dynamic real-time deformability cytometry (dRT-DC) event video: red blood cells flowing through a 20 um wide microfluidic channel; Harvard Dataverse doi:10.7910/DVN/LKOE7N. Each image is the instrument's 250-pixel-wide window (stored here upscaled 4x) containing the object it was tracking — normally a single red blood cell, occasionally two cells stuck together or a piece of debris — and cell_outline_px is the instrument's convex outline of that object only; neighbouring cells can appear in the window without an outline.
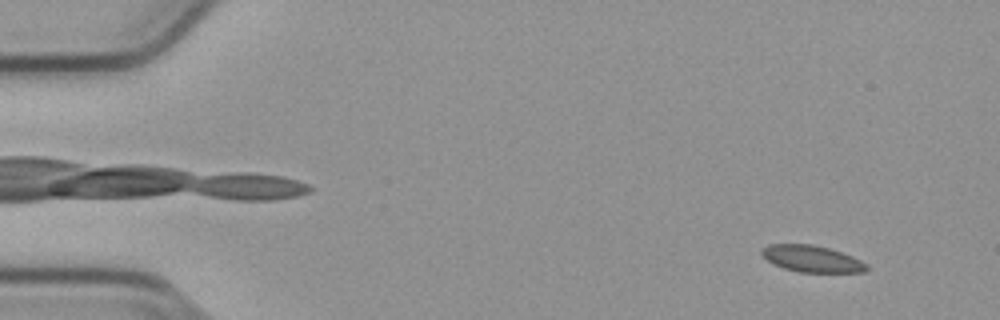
{"species": "common noctule bat (a hibernating species)", "species_latin": "Nyctalus noctula", "temperature_condition": "cold", "stored_images_in_passage": 54, "camera_frame_rate_fps": 3000, "um_per_image_px": 0.085, "animal": {"sex": "male", "body_mass_g": 23.1, "forearm_length_mm": 52.7}, "frame": {"image": 1, "passage_image": 4, "time_ms": 1.0, "image_size_px": [1000, 320], "cell_outline_px": [[868, 268], [864, 272], [800, 272], [784, 268], [772, 264], [760, 256], [760, 248], [768, 244], [812, 244], [828, 248], [852, 256], [868, 264]], "centroid_in_image_um": [68.94, 21.99], "position_along_channel_um": 16.1, "area_um2": 16.42}}
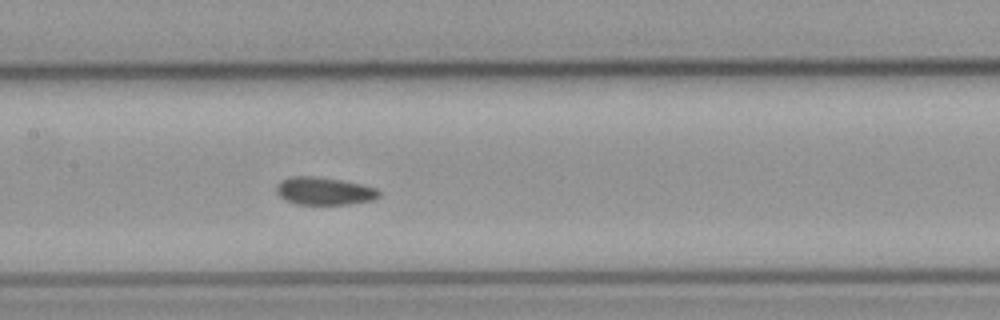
{"frame": {"image": 2, "passage_image": 26, "time_ms": 8.333, "image_size_px": [1000, 320], "cell_outline_px": [[380, 196], [372, 200], [348, 204], [296, 204], [284, 200], [276, 192], [276, 184], [280, 180], [288, 176], [316, 176], [344, 180], [376, 188], [380, 192]], "centroid_in_image_um": [27.51, 16.22], "position_along_channel_um": 179.9, "area_um2": 16.76}}
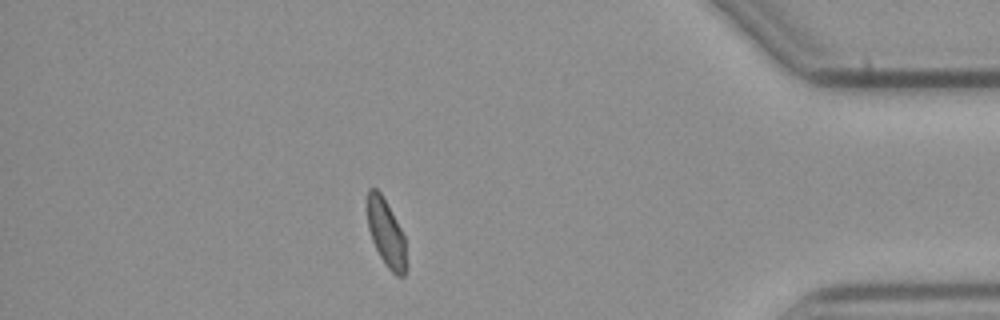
{"frame": {"image": 3, "passage_image": 47, "time_ms": 15.333, "image_size_px": [1000, 320], "cell_outline_px": [[408, 268], [404, 276], [396, 276], [384, 264], [372, 240], [368, 228], [368, 188], [376, 188], [380, 192], [396, 220], [404, 236], [408, 264]], "centroid_in_image_um": [32.86, 19.89], "position_along_channel_um": 402.3, "area_um2": 15.26}, "authors_computed_cell_mechanics": {"area_um2": 16.4152, "velocity_mm_per_s": 3.789, "shape_relaxation_time_tau1_ms": null, "shape_relaxation_time_tau2_ms": 2.0163, "deformation_change_tau1": null, "deformation_change_tau2": 0.0667}}